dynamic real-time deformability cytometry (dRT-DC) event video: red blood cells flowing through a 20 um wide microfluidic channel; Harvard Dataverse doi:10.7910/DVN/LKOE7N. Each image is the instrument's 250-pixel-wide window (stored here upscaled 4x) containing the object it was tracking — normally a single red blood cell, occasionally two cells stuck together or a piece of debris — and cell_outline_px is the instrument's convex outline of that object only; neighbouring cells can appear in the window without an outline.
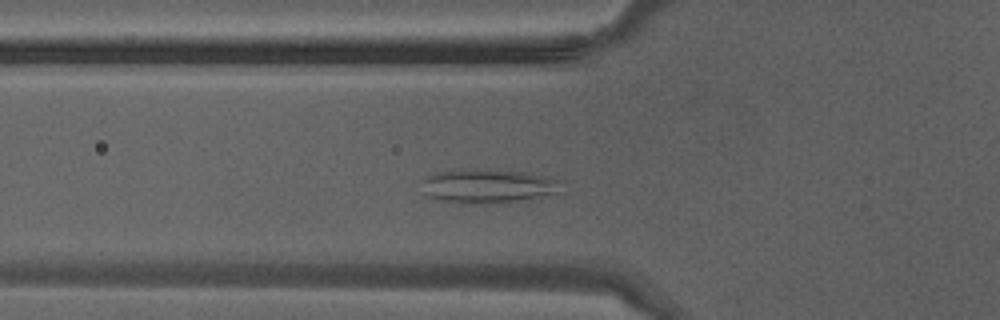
{"species": "Egyptian fruit bat (a non-hibernating species)", "species_latin": "Rousettus aegyptiacus", "temperature_condition": "warm", "stored_images_in_passage": 29, "camera_frame_rate_fps": 3000, "um_per_image_px": 0.085, "animal": {"sex": "male"}, "frame": {"image": 1, "passage_image": 2, "time_ms": 0.333, "image_size_px": [1000, 320], "cell_outline_px": [[564, 192], [532, 200], [500, 204], [460, 204], [432, 200], [424, 192], [420, 180], [436, 172], [460, 168], [476, 168], [524, 172], [564, 180]], "centroid_in_image_um": [41.54, 15.84], "position_along_channel_um": 84.3, "area_um2": 29.48}}
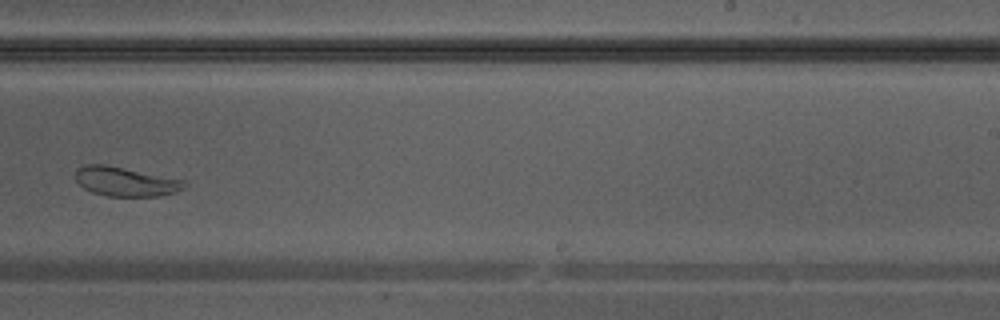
{"frame": {"image": 2, "passage_image": 14, "time_ms": 4.333, "image_size_px": [1000, 320], "cell_outline_px": [[188, 184], [184, 188], [176, 192], [160, 196], [108, 196], [92, 192], [84, 188], [76, 180], [76, 168], [84, 164], [104, 164], [184, 180]], "centroid_in_image_um": [10.67, 15.43], "position_along_channel_um": 278.3, "area_um2": 18.5}}
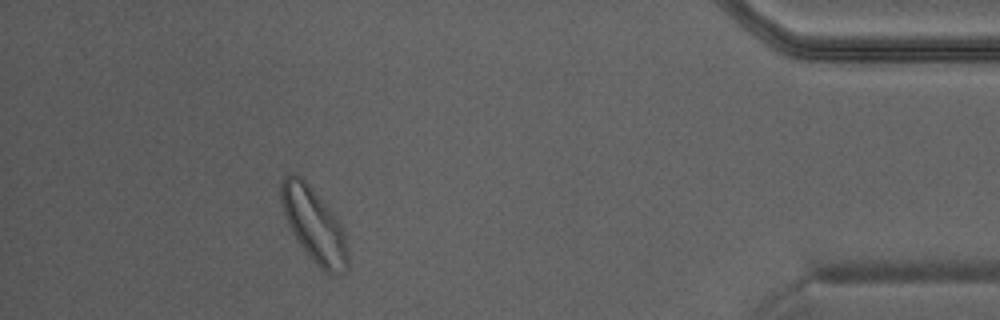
{"frame": {"image": 3, "passage_image": 25, "time_ms": 8.0, "image_size_px": [1000, 320], "cell_outline_px": [[348, 268], [340, 276], [328, 276], [312, 260], [300, 244], [292, 232], [288, 224], [280, 200], [280, 184], [284, 176], [292, 172], [296, 172], [308, 184], [340, 220], [344, 232], [348, 252]], "centroid_in_image_um": [26.71, 19.15], "position_along_channel_um": 408.5, "area_um2": 29.19}}